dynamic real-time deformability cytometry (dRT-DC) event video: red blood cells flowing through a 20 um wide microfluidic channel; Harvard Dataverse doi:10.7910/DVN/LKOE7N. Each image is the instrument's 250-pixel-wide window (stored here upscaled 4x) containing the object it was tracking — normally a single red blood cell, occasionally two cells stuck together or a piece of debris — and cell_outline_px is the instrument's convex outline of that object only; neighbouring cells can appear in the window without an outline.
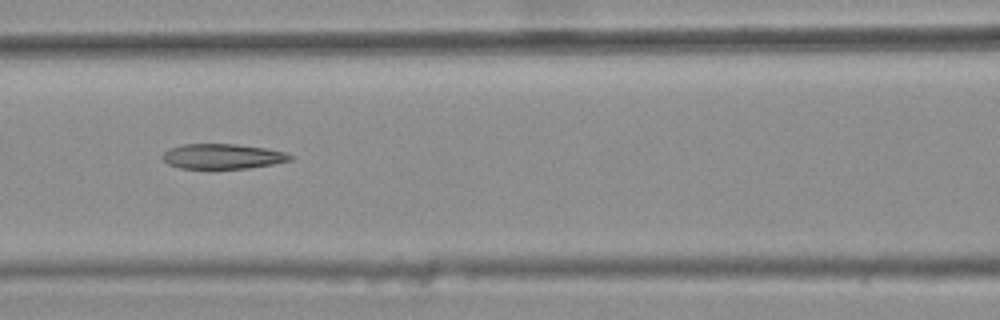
{"species": "common noctule bat (a hibernating species)", "species_latin": "Nyctalus noctula", "temperature_condition": "warm", "stored_images_in_passage": 8, "camera_frame_rate_fps": 3000, "um_per_image_px": 0.085, "animal": {"sex": "female", "body_mass_g": 25.1}, "frame": {"image": 1, "passage_image": 6, "time_ms": 1.667, "image_size_px": [1000, 320], "cell_outline_px": [[296, 156], [292, 160], [272, 164], [248, 168], [180, 168], [168, 164], [160, 156], [164, 152], [172, 148], [184, 144], [236, 144], [264, 148], [288, 152]], "centroid_in_image_um": [18.97, 13.29], "position_along_channel_um": 147.6, "area_um2": 18.61}}
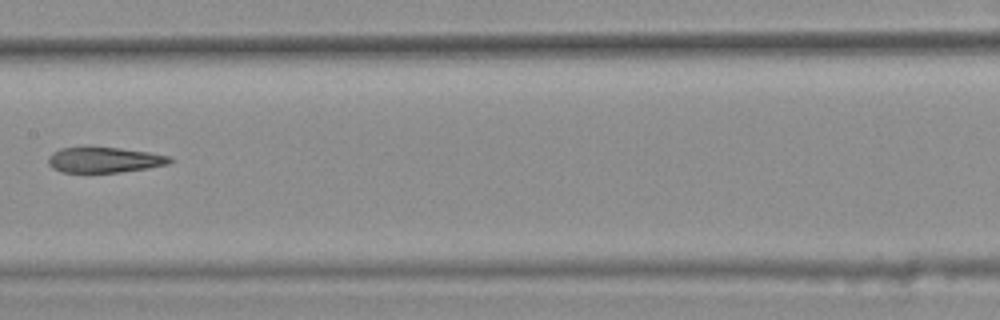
{"frame": {"image": 2, "passage_image": 7, "time_ms": 2.0, "image_size_px": [1000, 320], "cell_outline_px": [[176, 160], [168, 164], [148, 168], [120, 172], [60, 172], [52, 168], [48, 164], [48, 156], [52, 152], [60, 148], [88, 144], [120, 148], [148, 152], [168, 156]], "centroid_in_image_um": [8.81, 13.55], "position_along_channel_um": 198.6, "area_um2": 18.79}}
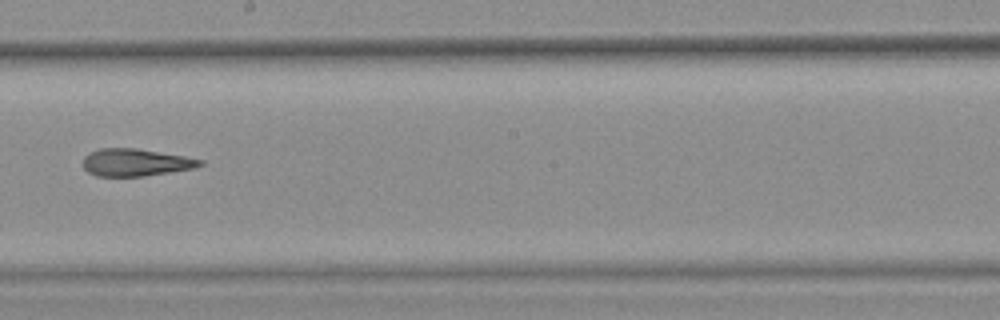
{"frame": {"image": 3, "passage_image": 8, "time_ms": 2.333, "image_size_px": [1000, 320], "cell_outline_px": [[204, 164], [196, 168], [144, 176], [96, 176], [88, 172], [84, 168], [84, 156], [100, 148], [136, 148], [184, 156], [204, 160]], "centroid_in_image_um": [11.56, 13.81], "position_along_channel_um": 236.6, "area_um2": 18.61}}